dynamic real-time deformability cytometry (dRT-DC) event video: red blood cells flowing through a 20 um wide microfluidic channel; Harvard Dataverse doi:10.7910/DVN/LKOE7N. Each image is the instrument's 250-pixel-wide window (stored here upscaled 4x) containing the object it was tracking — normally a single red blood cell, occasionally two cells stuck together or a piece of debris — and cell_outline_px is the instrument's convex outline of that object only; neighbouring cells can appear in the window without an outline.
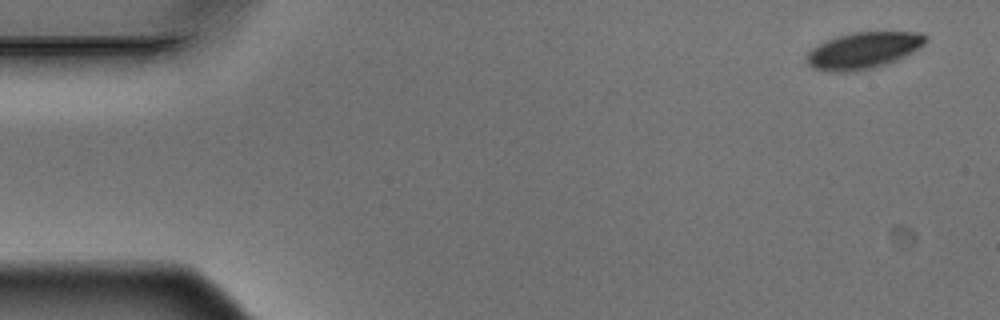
{"species": "Egyptian fruit bat (a non-hibernating species)", "species_latin": "Rousettus aegyptiacus", "temperature_condition": "warm", "stored_images_in_passage": 4, "camera_frame_rate_fps": 3000, "um_per_image_px": 0.085, "animal": {"sex": "male"}, "frame": {"image": 1, "passage_image": 1, "time_ms": 0.0, "image_size_px": [1000, 320], "cell_outline_px": [[928, 40], [920, 48], [896, 60], [872, 68], [848, 72], [828, 72], [812, 68], [804, 60], [804, 56], [816, 44], [836, 36], [852, 32], [920, 32], [928, 36]], "centroid_in_image_um": [73.34, 4.28], "position_along_channel_um": 11.7, "area_um2": 25.61}}
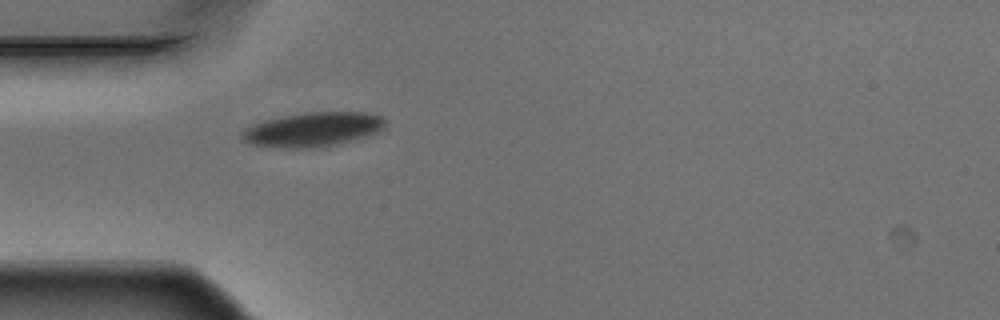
{"frame": {"image": 2, "passage_image": 4, "time_ms": 1.0, "image_size_px": [1000, 320], "cell_outline_px": [[384, 128], [376, 132], [364, 136], [332, 144], [312, 148], [284, 148], [248, 144], [240, 140], [240, 132], [244, 128], [252, 124], [264, 120], [304, 112], [372, 112], [384, 116]], "centroid_in_image_um": [26.51, 10.99], "position_along_channel_um": 58.5, "area_um2": 28.67}}